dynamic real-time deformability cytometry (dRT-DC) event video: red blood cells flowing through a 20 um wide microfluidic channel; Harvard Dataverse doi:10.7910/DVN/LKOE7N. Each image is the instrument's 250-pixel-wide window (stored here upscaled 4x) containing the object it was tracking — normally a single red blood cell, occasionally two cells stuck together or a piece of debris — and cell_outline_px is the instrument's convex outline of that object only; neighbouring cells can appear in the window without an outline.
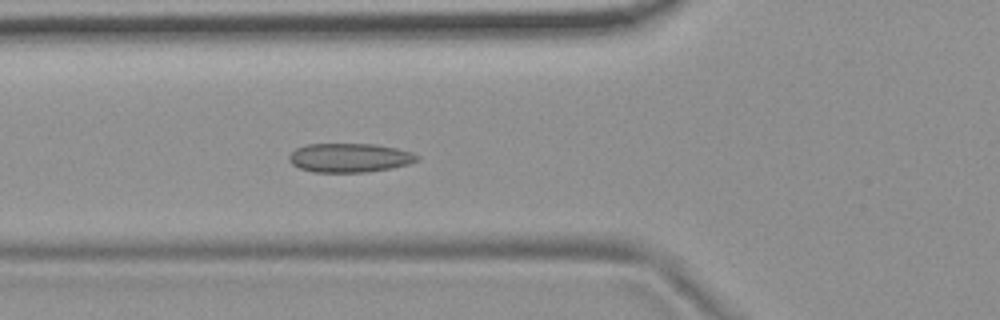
{"species": "common noctule bat (a hibernating species)", "species_latin": "Nyctalus noctula", "temperature_condition": "room temperature", "stored_images_in_passage": 44, "camera_frame_rate_fps": 3000, "um_per_image_px": 0.085, "animal": {"sex": "female", "body_mass_g": 19.9}, "frame": {"image": 1, "passage_image": 9, "time_ms": 2.667, "image_size_px": [1000, 320], "cell_outline_px": [[420, 160], [408, 164], [392, 168], [364, 172], [312, 172], [300, 168], [292, 164], [288, 160], [288, 156], [296, 148], [304, 144], [376, 144], [396, 148], [412, 152], [420, 156]], "centroid_in_image_um": [29.72, 13.4], "position_along_channel_um": 96.1, "area_um2": 21.79}}
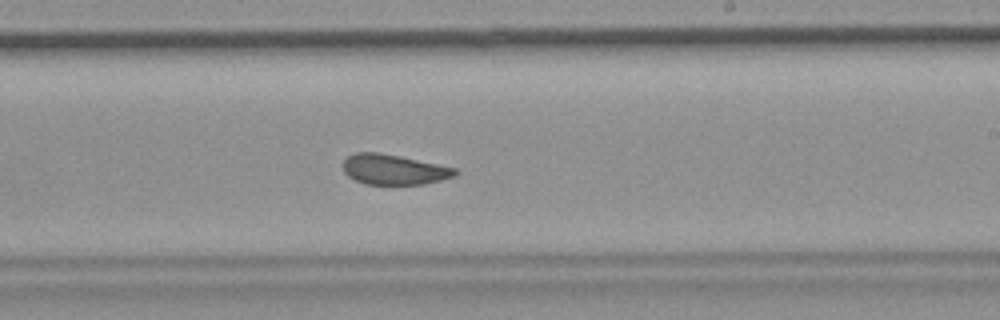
{"frame": {"image": 2, "passage_image": 22, "time_ms": 7.0, "image_size_px": [1000, 320], "cell_outline_px": [[460, 172], [456, 176], [424, 184], [364, 184], [348, 176], [344, 172], [344, 160], [348, 156], [356, 152], [376, 152], [400, 156], [456, 168]], "centroid_in_image_um": [33.5, 14.41], "position_along_channel_um": 255.5, "area_um2": 19.65}}
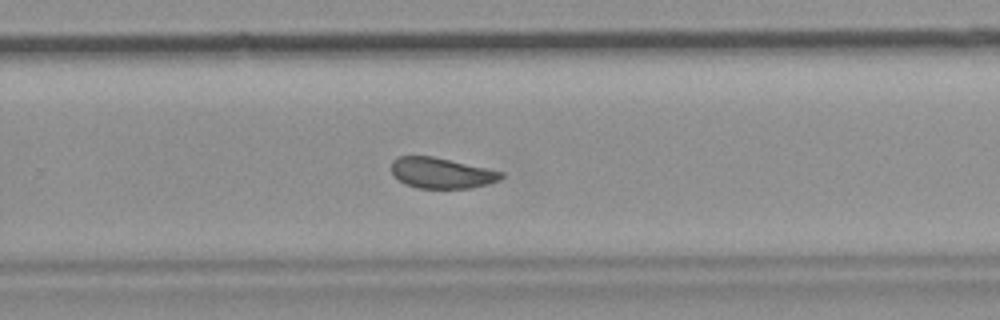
{"frame": {"image": 3, "passage_image": 25, "time_ms": 8.0, "image_size_px": [1000, 320], "cell_outline_px": [[504, 176], [500, 180], [488, 184], [472, 188], [416, 188], [404, 184], [392, 172], [392, 160], [400, 156], [432, 156], [504, 172]], "centroid_in_image_um": [37.54, 14.71], "position_along_channel_um": 292.3, "area_um2": 19.54}, "authors_computed_cell_mechanics": {"area_um2": 20.7213, "velocity_mm_per_s": 3.6772, "shape_relaxation_time_tau1_ms": 6.3337, "shape_relaxation_time_tau2_ms": 1.8073, "deformation_change_tau1": 0.1051, "deformation_change_tau2": 0.062}}